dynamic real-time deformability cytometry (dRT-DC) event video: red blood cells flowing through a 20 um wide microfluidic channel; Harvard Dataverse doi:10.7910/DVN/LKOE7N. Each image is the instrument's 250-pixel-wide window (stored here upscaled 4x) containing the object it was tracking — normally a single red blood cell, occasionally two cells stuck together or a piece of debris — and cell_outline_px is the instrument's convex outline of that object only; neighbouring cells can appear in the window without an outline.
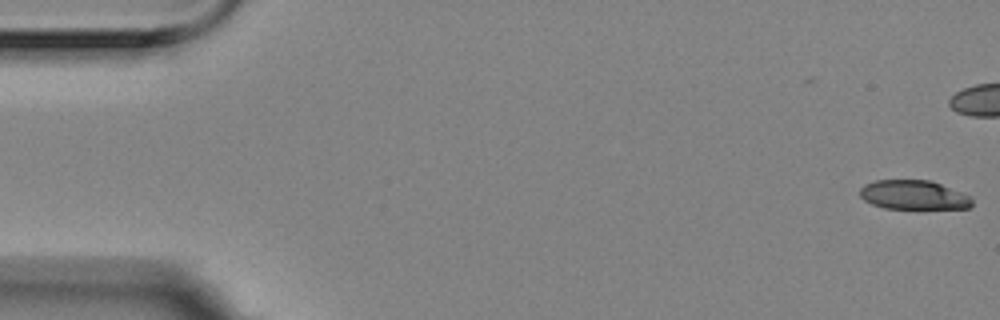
{"species": "Egyptian fruit bat (a non-hibernating species)", "species_latin": "Rousettus aegyptiacus", "temperature_condition": "room temperature", "stored_images_in_passage": 46, "camera_frame_rate_fps": 3000, "um_per_image_px": 0.085, "animal": {"sex": "female"}, "frame": {"image": 1, "passage_image": 1, "time_ms": 0.0, "image_size_px": [1000, 320], "cell_outline_px": [[972, 204], [968, 208], [884, 208], [872, 204], [864, 200], [860, 196], [860, 188], [864, 184], [876, 180], [932, 180], [968, 196], [972, 200]], "centroid_in_image_um": [77.6, 16.56], "position_along_channel_um": 7.4, "area_um2": 18.84}}
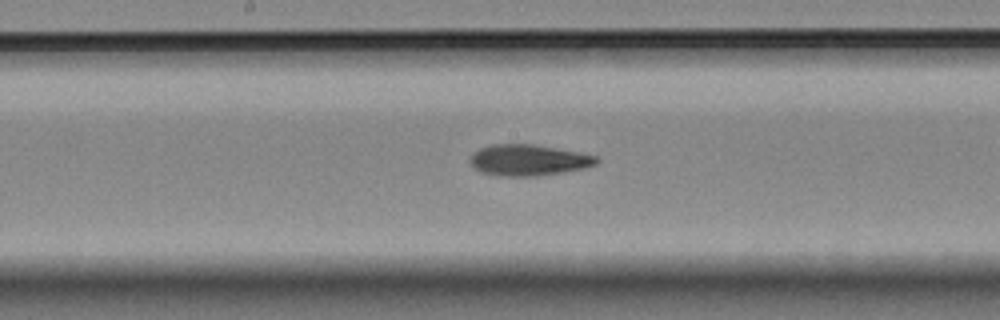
{"frame": {"image": 2, "passage_image": 29, "time_ms": 9.333, "image_size_px": [1000, 320], "cell_outline_px": [[600, 160], [596, 164], [584, 168], [564, 172], [536, 176], [496, 176], [480, 172], [472, 168], [468, 160], [472, 152], [480, 148], [492, 144], [532, 144], [576, 152], [596, 156]], "centroid_in_image_um": [44.83, 13.62], "position_along_channel_um": 203.4, "area_um2": 23.06}}
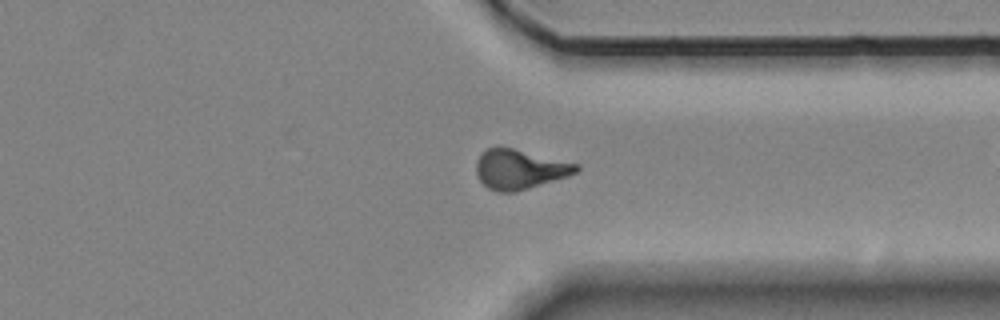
{"frame": {"image": 3, "passage_image": 43, "time_ms": 14.0, "image_size_px": [1000, 320], "cell_outline_px": [[580, 168], [576, 172], [568, 176], [516, 192], [496, 192], [488, 188], [480, 180], [476, 172], [476, 160], [488, 148], [512, 148], [580, 164]], "centroid_in_image_um": [44.18, 14.4], "position_along_channel_um": 367.2, "area_um2": 22.89}}